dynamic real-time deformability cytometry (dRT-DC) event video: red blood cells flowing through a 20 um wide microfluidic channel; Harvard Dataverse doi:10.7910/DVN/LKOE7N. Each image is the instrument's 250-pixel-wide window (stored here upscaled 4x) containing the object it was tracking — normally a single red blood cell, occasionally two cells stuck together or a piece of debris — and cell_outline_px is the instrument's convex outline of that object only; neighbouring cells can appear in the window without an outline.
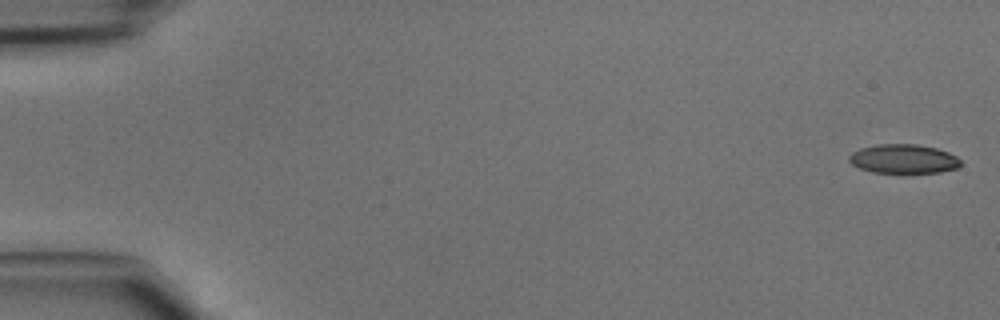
{"species": "common noctule bat (a hibernating species)", "species_latin": "Nyctalus noctula", "temperature_condition": "cold", "stored_images_in_passage": 42, "camera_frame_rate_fps": 3000, "um_per_image_px": 0.085, "animal": {"sex": "male", "body_mass_g": 15.6}, "frame": {"image": 1, "passage_image": 1, "time_ms": 0.0, "image_size_px": [1000, 320], "cell_outline_px": [[960, 164], [956, 168], [940, 172], [872, 172], [860, 168], [852, 164], [848, 160], [848, 156], [852, 152], [860, 148], [876, 144], [916, 144], [936, 148], [948, 152], [956, 156], [960, 160]], "centroid_in_image_um": [76.76, 13.49], "position_along_channel_um": 8.2, "area_um2": 18.79}}
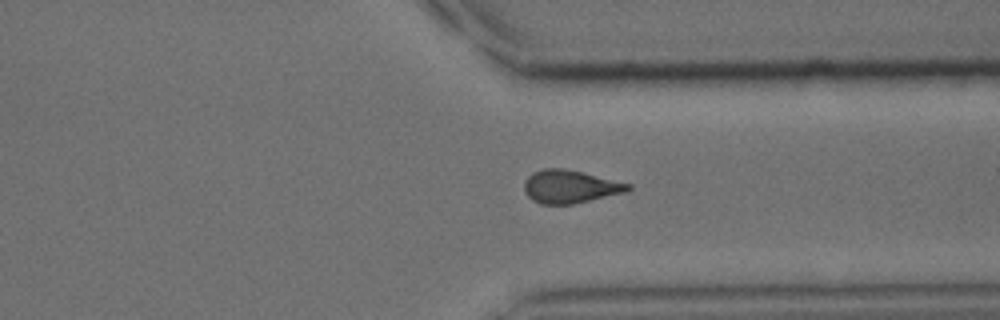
{"frame": {"image": 2, "passage_image": 35, "time_ms": 11.333, "image_size_px": [1000, 320], "cell_outline_px": [[632, 188], [628, 192], [572, 204], [540, 204], [532, 200], [524, 192], [524, 180], [532, 172], [544, 168], [564, 168], [632, 184]], "centroid_in_image_um": [48.45, 15.86], "position_along_channel_um": 363.0, "area_um2": 20.11}}
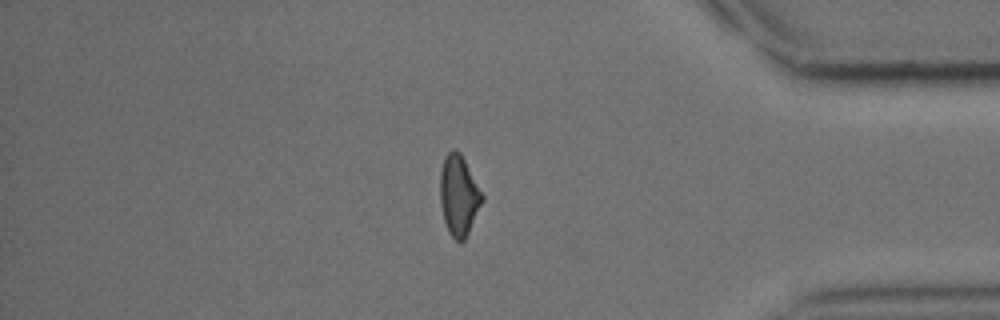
{"frame": {"image": 3, "passage_image": 39, "time_ms": 12.667, "image_size_px": [1000, 320], "cell_outline_px": [[484, 200], [464, 240], [460, 244], [448, 232], [444, 220], [440, 204], [440, 172], [444, 156], [452, 148], [456, 148], [460, 152], [484, 196]], "centroid_in_image_um": [38.99, 16.6], "position_along_channel_um": 396.2, "area_um2": 19.77}}